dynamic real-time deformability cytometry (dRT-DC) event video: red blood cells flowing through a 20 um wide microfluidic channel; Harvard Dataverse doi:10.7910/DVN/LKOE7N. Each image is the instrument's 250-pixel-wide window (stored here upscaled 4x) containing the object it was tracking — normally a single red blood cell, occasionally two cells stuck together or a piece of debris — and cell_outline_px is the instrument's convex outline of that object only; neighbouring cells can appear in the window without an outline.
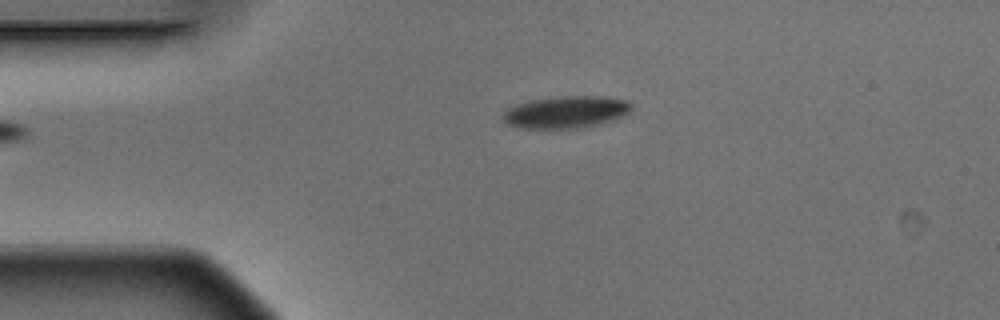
{"species": "Egyptian fruit bat (a non-hibernating species)", "species_latin": "Rousettus aegyptiacus", "temperature_condition": "warm", "stored_images_in_passage": 3, "camera_frame_rate_fps": 3000, "um_per_image_px": 0.085, "animal": {"sex": "male"}, "frame": {"image": 1, "passage_image": 3, "time_ms": 0.667, "image_size_px": [1000, 320], "cell_outline_px": [[632, 108], [624, 116], [616, 120], [600, 124], [580, 128], [520, 128], [508, 124], [504, 120], [504, 112], [508, 108], [516, 104], [532, 100], [560, 96], [600, 96], [628, 100], [632, 104]], "centroid_in_image_um": [48.16, 9.53], "position_along_channel_um": 36.8, "area_um2": 24.1}}